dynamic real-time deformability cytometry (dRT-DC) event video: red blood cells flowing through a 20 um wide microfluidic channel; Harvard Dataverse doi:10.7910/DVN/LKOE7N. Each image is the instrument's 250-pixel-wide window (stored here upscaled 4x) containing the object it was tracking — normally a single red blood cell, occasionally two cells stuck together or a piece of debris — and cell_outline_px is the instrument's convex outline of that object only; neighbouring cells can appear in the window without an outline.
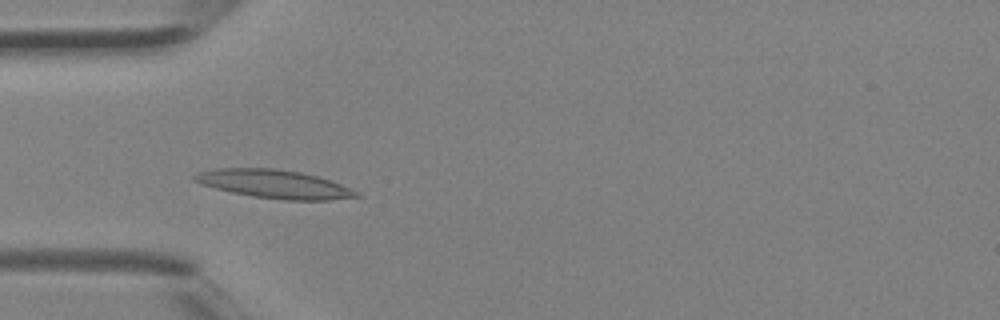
{"species": "Egyptian fruit bat (a non-hibernating species)", "species_latin": "Rousettus aegyptiacus", "temperature_condition": "room temperature", "stored_images_in_passage": 3, "camera_frame_rate_fps": 3000, "um_per_image_px": 0.085, "animal": {"sex": "female"}, "frame": {"image": 1, "passage_image": 3, "time_ms": 0.667, "image_size_px": [1000, 320], "cell_outline_px": [[360, 196], [328, 200], [284, 200], [252, 196], [232, 192], [200, 184], [192, 180], [192, 176], [200, 172], [216, 168], [272, 168], [300, 172], [316, 176], [352, 188], [360, 192]], "centroid_in_image_um": [23.3, 15.64], "position_along_channel_um": 61.7, "area_um2": 26.65}}